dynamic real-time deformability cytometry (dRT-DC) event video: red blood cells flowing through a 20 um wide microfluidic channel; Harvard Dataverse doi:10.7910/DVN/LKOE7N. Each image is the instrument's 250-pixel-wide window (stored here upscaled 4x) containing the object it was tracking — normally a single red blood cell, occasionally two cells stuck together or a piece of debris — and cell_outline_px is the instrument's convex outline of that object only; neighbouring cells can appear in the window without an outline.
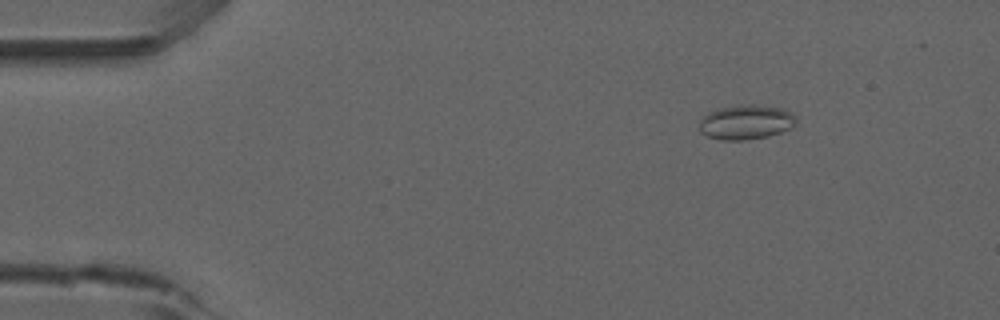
{"species": "common noctule bat (a hibernating species)", "species_latin": "Nyctalus noctula", "temperature_condition": "room temperature", "stored_images_in_passage": 52, "camera_frame_rate_fps": 3000, "um_per_image_px": 0.085, "animal": {"sex": "male", "forearm_length_mm": 52.5}, "frame": {"image": 1, "passage_image": 7, "time_ms": 2.0, "image_size_px": [1000, 320], "cell_outline_px": [[796, 124], [780, 132], [768, 136], [744, 140], [720, 140], [708, 136], [700, 132], [700, 120], [708, 112], [720, 108], [748, 104], [756, 104], [784, 108], [792, 112], [796, 116]], "centroid_in_image_um": [63.43, 10.37], "position_along_channel_um": 21.6, "area_um2": 19.54}}
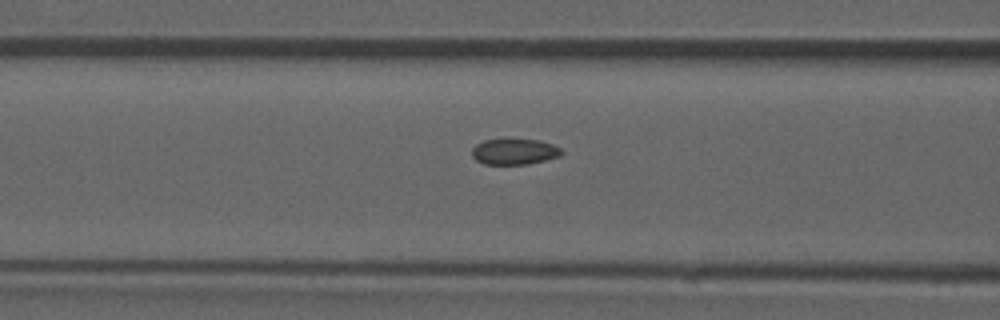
{"frame": {"image": 2, "passage_image": 21, "time_ms": 6.667, "image_size_px": [1000, 320], "cell_outline_px": [[564, 152], [560, 156], [528, 164], [484, 164], [476, 160], [472, 156], [472, 148], [476, 144], [484, 140], [540, 140], [552, 144], [560, 148]], "centroid_in_image_um": [43.72, 12.9], "position_along_channel_um": 122.9, "area_um2": 13.35}}
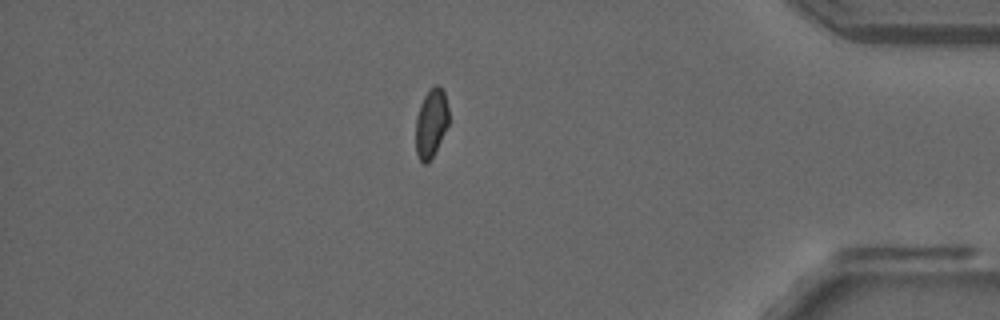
{"frame": {"image": 3, "passage_image": 45, "time_ms": 14.667, "image_size_px": [1000, 320], "cell_outline_px": [[448, 124], [428, 164], [424, 164], [416, 156], [416, 116], [420, 104], [428, 88], [436, 84], [444, 92], [448, 108]], "centroid_in_image_um": [36.62, 10.44], "position_along_channel_um": 398.6, "area_um2": 13.12}, "authors_computed_cell_mechanics": {"area_um2": 14.161, "velocity_mm_per_s": 3.9018, "shape_relaxation_time_tau1_ms": null, "shape_relaxation_time_tau2_ms": 1.6134, "deformation_change_tau1": null, "deformation_change_tau2": 0.0491}}